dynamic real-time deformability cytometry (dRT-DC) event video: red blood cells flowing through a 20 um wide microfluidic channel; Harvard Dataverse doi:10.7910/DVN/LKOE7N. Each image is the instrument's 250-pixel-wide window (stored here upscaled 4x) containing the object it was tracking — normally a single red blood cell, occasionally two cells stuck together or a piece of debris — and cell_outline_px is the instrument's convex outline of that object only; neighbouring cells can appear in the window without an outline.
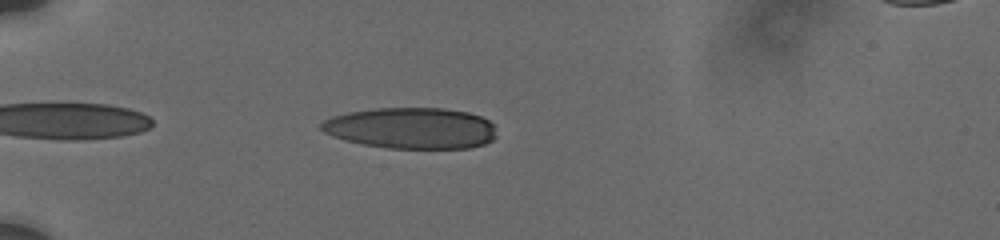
{"species": "human", "species_latin": "Homo sapiens", "temperature_condition": "cold", "stored_images_in_passage": 43, "camera_frame_rate_fps": 3000, "um_per_image_px": 0.085, "donor": {"sex": "male"}, "frame": {"image": 1, "passage_image": 1, "time_ms": 0.0, "image_size_px": [1000, 240], "cell_outline_px": [[496, 136], [492, 140], [484, 144], [468, 148], [388, 148], [364, 144], [344, 140], [332, 136], [324, 132], [320, 128], [320, 124], [324, 120], [332, 116], [348, 112], [376, 108], [444, 108], [468, 112], [480, 116], [496, 124]], "centroid_in_image_um": [34.97, 10.89], "position_along_channel_um": 50.0, "area_um2": 42.25}}
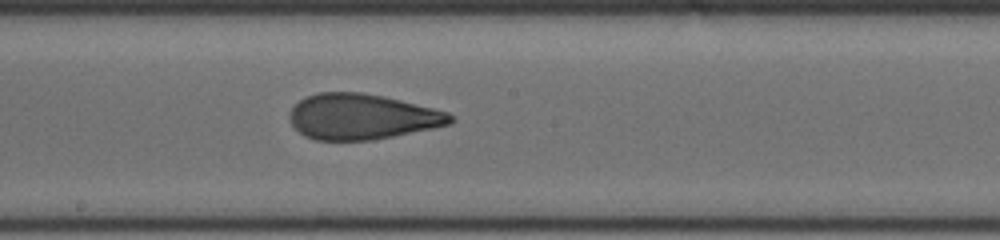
{"frame": {"image": 2, "passage_image": 20, "time_ms": 5.333, "image_size_px": [1000, 240], "cell_outline_px": [[452, 120], [448, 124], [432, 128], [372, 140], [316, 140], [304, 136], [288, 120], [288, 112], [304, 96], [320, 92], [360, 92], [384, 96], [448, 112], [452, 116]], "centroid_in_image_um": [30.69, 9.91], "position_along_channel_um": 217.5, "area_um2": 42.43}}
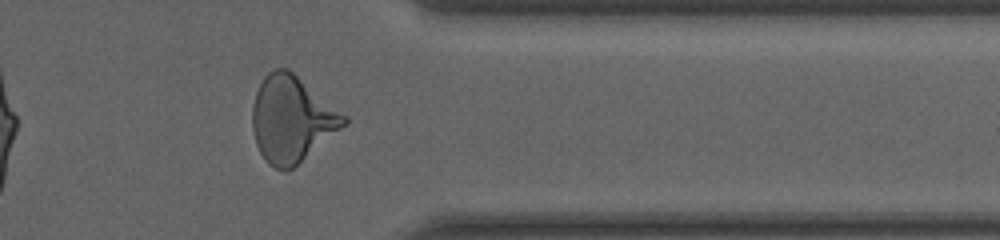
{"frame": {"image": 3, "passage_image": 38, "time_ms": 10.0, "image_size_px": [1000, 240], "cell_outline_px": [[348, 124], [292, 168], [284, 172], [268, 164], [264, 160], [256, 144], [252, 128], [252, 108], [256, 92], [264, 76], [268, 72], [276, 68], [288, 68], [348, 116]], "centroid_in_image_um": [24.8, 10.12], "position_along_channel_um": 386.6, "area_um2": 46.01}, "authors_computed_cell_mechanics": {"area_um2": 43.2344, "velocity_mm_per_s": 3.7321, "shape_relaxation_time_tau1_ms": 5.7195, "shape_relaxation_time_tau2_ms": 1.5083, "deformation_change_tau1": 0.1908, "deformation_change_tau2": 0.0888}}